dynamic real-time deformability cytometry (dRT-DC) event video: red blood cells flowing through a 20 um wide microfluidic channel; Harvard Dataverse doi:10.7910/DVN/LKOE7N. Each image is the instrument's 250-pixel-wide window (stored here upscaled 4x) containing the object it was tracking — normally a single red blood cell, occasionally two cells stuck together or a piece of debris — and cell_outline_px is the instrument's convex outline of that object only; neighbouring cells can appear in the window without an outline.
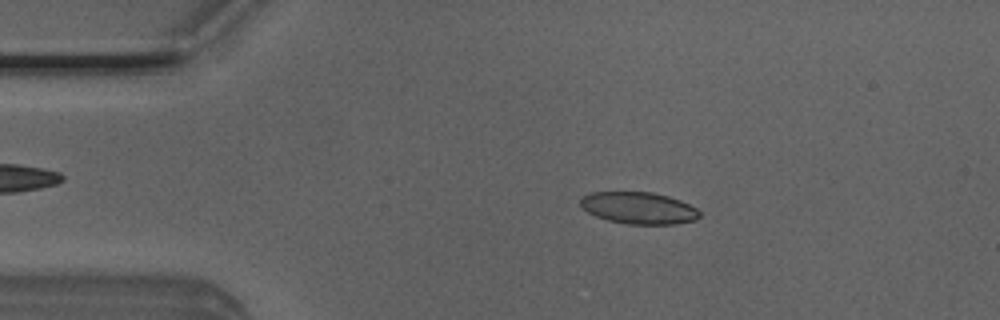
{"species": "Egyptian fruit bat (a non-hibernating species)", "species_latin": "Rousettus aegyptiacus", "temperature_condition": "room temperature", "stored_images_in_passage": 37, "camera_frame_rate_fps": 3000, "um_per_image_px": 0.085, "animal": {"sex": "male"}, "frame": {"image": 1, "passage_image": 5, "time_ms": 1.333, "image_size_px": [1000, 320], "cell_outline_px": [[700, 216], [696, 220], [672, 224], [628, 224], [608, 220], [596, 216], [588, 212], [580, 204], [580, 196], [588, 192], [652, 192], [668, 196], [680, 200], [696, 208], [700, 212]], "centroid_in_image_um": [54.27, 17.67], "position_along_channel_um": 30.7, "area_um2": 22.14}}
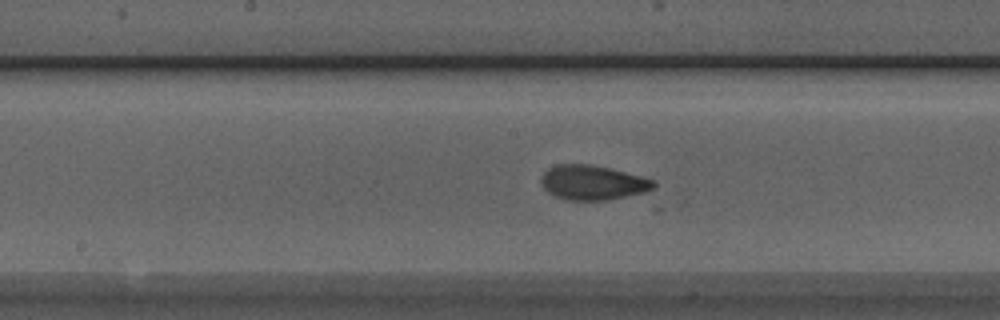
{"frame": {"image": 2, "passage_image": 21, "time_ms": 6.667, "image_size_px": [1000, 320], "cell_outline_px": [[656, 184], [652, 188], [644, 192], [608, 200], [564, 200], [548, 192], [540, 184], [540, 180], [544, 172], [548, 168], [556, 164], [592, 164], [612, 168], [656, 180]], "centroid_in_image_um": [50.36, 15.51], "position_along_channel_um": 197.8, "area_um2": 22.89}}
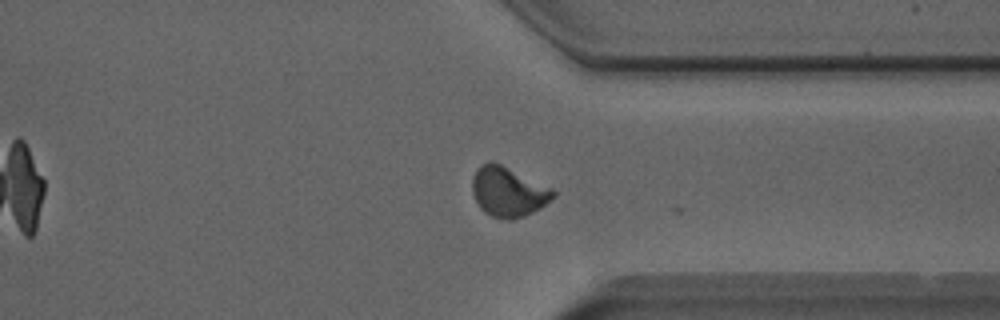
{"frame": {"image": 3, "passage_image": 34, "time_ms": 11.0, "image_size_px": [1000, 320], "cell_outline_px": [[556, 196], [540, 208], [524, 216], [512, 220], [508, 220], [492, 216], [484, 212], [480, 208], [472, 192], [472, 176], [476, 168], [480, 164], [492, 160], [552, 188], [556, 192]], "centroid_in_image_um": [43.17, 16.29], "position_along_channel_um": 368.2, "area_um2": 23.58}}